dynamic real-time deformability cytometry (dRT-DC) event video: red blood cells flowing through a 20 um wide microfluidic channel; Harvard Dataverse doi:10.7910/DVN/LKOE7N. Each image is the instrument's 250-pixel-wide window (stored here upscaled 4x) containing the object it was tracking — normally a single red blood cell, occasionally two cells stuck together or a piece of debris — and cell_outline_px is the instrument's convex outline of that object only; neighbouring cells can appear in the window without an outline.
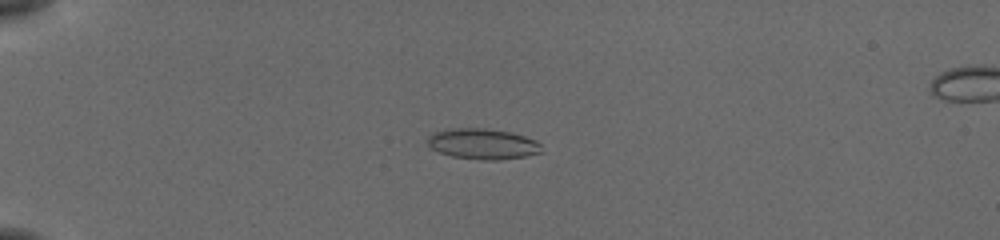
{"species": "common noctule bat (a hibernating species)", "species_latin": "Nyctalus noctula", "temperature_condition": "cold", "stored_images_in_passage": 57, "camera_frame_rate_fps": 3000, "um_per_image_px": 0.085, "animal": {"sex": "female", "body_mass_g": 19.5, "forearm_length_mm": 54.1}, "frame": {"image": 1, "passage_image": 17, "time_ms": 5.333, "image_size_px": [1000, 240], "cell_outline_px": [[544, 152], [524, 156], [500, 160], [488, 160], [452, 156], [440, 152], [432, 148], [428, 144], [428, 136], [432, 132], [448, 128], [484, 128], [508, 132], [524, 136], [536, 140], [540, 144]], "centroid_in_image_um": [41.03, 12.22], "position_along_channel_um": 44.0, "area_um2": 20.29}}
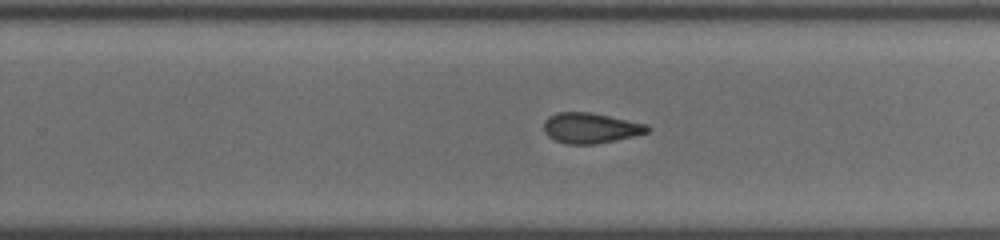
{"frame": {"image": 2, "passage_image": 39, "time_ms": 12.667, "image_size_px": [1000, 240], "cell_outline_px": [[652, 128], [648, 132], [616, 140], [596, 144], [568, 144], [556, 140], [548, 136], [544, 132], [544, 120], [548, 116], [556, 112], [592, 112], [648, 124]], "centroid_in_image_um": [50.2, 10.87], "position_along_channel_um": 279.6, "area_um2": 18.5}}
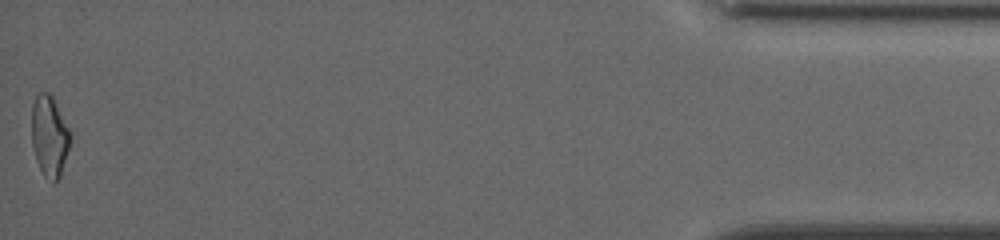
{"frame": {"image": 3, "passage_image": 57, "time_ms": 18.667, "image_size_px": [1000, 240], "cell_outline_px": [[72, 136], [60, 176], [52, 184], [44, 176], [36, 160], [32, 144], [32, 104], [36, 96], [40, 92], [48, 92], [52, 96]], "centroid_in_image_um": [4.19, 11.58], "position_along_channel_um": 431.0, "area_um2": 18.03}, "authors_computed_cell_mechanics": {"area_um2": 19.4786, "velocity_mm_per_s": 3.8354, "shape_relaxation_time_tau1_ms": 7.3983, "shape_relaxation_time_tau2_ms": 2.7401, "deformation_change_tau1": 0.1527, "deformation_change_tau2": 0.1012}}